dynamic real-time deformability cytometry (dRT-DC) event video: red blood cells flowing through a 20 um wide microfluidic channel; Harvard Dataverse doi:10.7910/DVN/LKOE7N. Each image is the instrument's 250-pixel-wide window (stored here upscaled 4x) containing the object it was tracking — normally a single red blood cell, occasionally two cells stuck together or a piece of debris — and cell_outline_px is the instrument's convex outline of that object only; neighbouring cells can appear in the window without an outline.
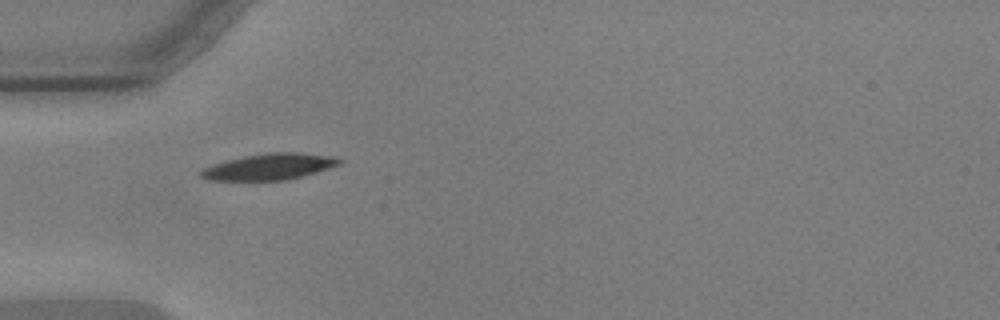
{"species": "common noctule bat (a hibernating species)", "species_latin": "Nyctalus noctula", "temperature_condition": "warm", "stored_images_in_passage": 41, "camera_frame_rate_fps": 3000, "um_per_image_px": 0.085, "animal": {"sex": "male", "body_mass_g": 17.9, "forearm_length_mm": 54.2}, "frame": {"image": 1, "passage_image": 1, "time_ms": 0.0, "image_size_px": [1000, 320], "cell_outline_px": [[344, 160], [340, 164], [316, 172], [284, 180], [208, 180], [200, 176], [196, 172], [212, 164], [244, 156], [268, 152], [300, 152], [336, 156]], "centroid_in_image_um": [22.9, 14.15], "position_along_channel_um": 62.1, "area_um2": 21.21}}
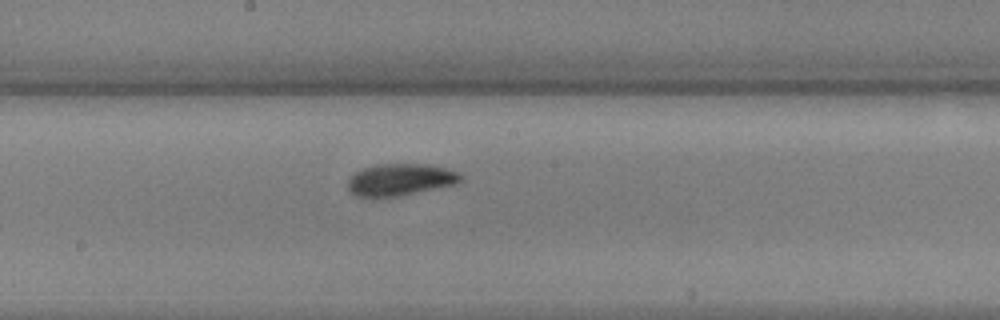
{"frame": {"image": 2, "passage_image": 14, "time_ms": 4.333, "image_size_px": [1000, 320], "cell_outline_px": [[464, 180], [456, 184], [400, 196], [372, 200], [356, 196], [348, 188], [348, 176], [364, 168], [376, 164], [432, 164], [456, 172], [464, 176]], "centroid_in_image_um": [33.99, 15.3], "position_along_channel_um": 214.2, "area_um2": 21.62}}
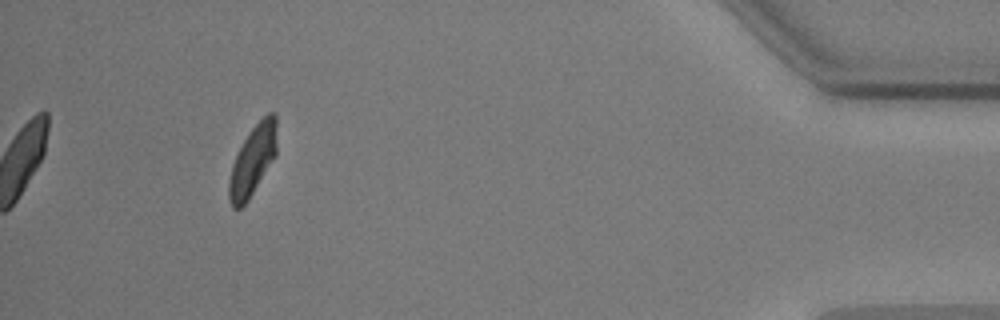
{"frame": {"image": 3, "passage_image": 36, "time_ms": 11.667, "image_size_px": [1000, 320], "cell_outline_px": [[276, 156], [248, 200], [240, 208], [232, 208], [228, 196], [228, 180], [232, 164], [244, 140], [252, 128], [268, 112], [276, 112]], "centroid_in_image_um": [21.48, 13.64], "position_along_channel_um": 413.7, "area_um2": 19.42}, "authors_computed_cell_mechanics": {"area_um2": 20.5768, "velocity_mm_per_s": 3.5503, "shape_relaxation_time_tau1_ms": 2.568, "shape_relaxation_time_tau2_ms": 2.6772, "deformation_change_tau1": 0.1088, "deformation_change_tau2": 0.0769}}